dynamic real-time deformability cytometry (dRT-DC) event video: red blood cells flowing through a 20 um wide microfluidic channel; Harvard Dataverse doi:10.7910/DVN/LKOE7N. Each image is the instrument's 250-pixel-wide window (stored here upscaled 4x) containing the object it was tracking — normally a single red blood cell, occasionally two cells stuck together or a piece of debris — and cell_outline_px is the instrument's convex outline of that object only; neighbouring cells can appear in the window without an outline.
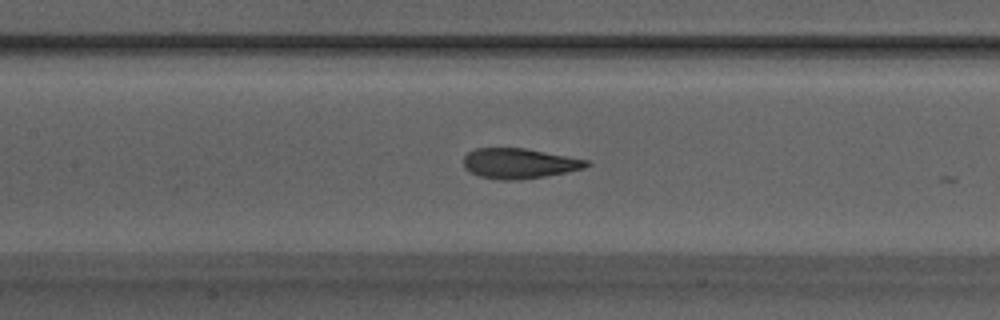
{"species": "Egyptian fruit bat (a non-hibernating species)", "species_latin": "Rousettus aegyptiacus", "temperature_condition": "warm", "stored_images_in_passage": 28, "camera_frame_rate_fps": 3000, "um_per_image_px": 0.085, "animal": {"sex": "male"}, "frame": {"image": 1, "passage_image": 23, "time_ms": 7.333, "image_size_px": [1000, 320], "cell_outline_px": [[592, 164], [584, 168], [568, 172], [544, 176], [516, 180], [500, 180], [480, 176], [464, 168], [464, 156], [468, 152], [476, 148], [524, 148], [588, 160]], "centroid_in_image_um": [44.14, 13.89], "position_along_channel_um": 163.3, "area_um2": 21.5}}